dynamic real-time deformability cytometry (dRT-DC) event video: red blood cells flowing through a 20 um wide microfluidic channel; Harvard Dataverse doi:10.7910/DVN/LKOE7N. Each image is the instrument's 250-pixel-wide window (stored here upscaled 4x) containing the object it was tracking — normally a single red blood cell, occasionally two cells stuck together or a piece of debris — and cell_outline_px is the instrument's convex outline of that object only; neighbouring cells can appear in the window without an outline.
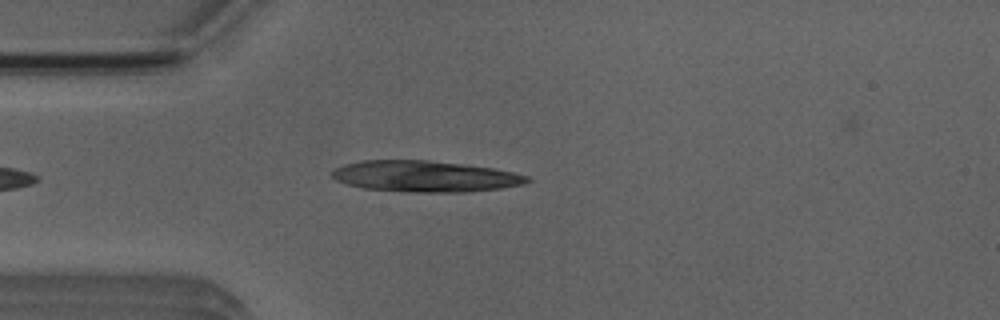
{"species": "Egyptian fruit bat (a non-hibernating species)", "species_latin": "Rousettus aegyptiacus", "temperature_condition": "room temperature", "stored_images_in_passage": 4, "camera_frame_rate_fps": 3000, "um_per_image_px": 0.085, "animal": {"sex": "male"}, "frame": {"image": 1, "passage_image": 4, "time_ms": 3.333, "image_size_px": [1000, 320], "cell_outline_px": [[532, 180], [524, 184], [500, 188], [468, 192], [408, 192], [364, 188], [344, 184], [336, 180], [332, 176], [332, 172], [336, 168], [344, 164], [360, 160], [428, 160], [492, 168], [512, 172], [528, 176]], "centroid_in_image_um": [36.1, 14.99], "position_along_channel_um": 48.9, "area_um2": 35.37}}